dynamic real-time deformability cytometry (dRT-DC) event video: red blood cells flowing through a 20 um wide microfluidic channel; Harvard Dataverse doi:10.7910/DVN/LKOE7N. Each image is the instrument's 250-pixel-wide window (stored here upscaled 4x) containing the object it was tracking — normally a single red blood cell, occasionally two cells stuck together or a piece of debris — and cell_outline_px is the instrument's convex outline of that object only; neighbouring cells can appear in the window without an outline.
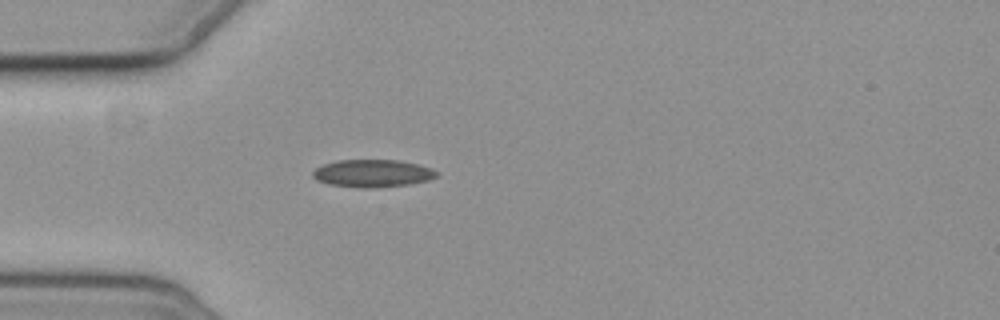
{"species": "common noctule bat (a hibernating species)", "species_latin": "Nyctalus noctula", "temperature_condition": "cold", "stored_images_in_passage": 1, "camera_frame_rate_fps": 3000, "um_per_image_px": 0.085, "animal": {"sex": "female", "body_mass_g": 19.3, "forearm_length_mm": 54.1}, "frame": {"image": 1, "passage_image": 1, "time_ms": 0.0, "image_size_px": [1000, 320], "cell_outline_px": [[440, 176], [428, 180], [408, 184], [368, 188], [364, 188], [328, 184], [316, 180], [312, 176], [312, 172], [316, 168], [324, 164], [336, 160], [400, 160], [420, 164], [432, 168], [440, 172]], "centroid_in_image_um": [31.71, 14.72], "position_along_channel_um": 53.3, "area_um2": 20.06}}